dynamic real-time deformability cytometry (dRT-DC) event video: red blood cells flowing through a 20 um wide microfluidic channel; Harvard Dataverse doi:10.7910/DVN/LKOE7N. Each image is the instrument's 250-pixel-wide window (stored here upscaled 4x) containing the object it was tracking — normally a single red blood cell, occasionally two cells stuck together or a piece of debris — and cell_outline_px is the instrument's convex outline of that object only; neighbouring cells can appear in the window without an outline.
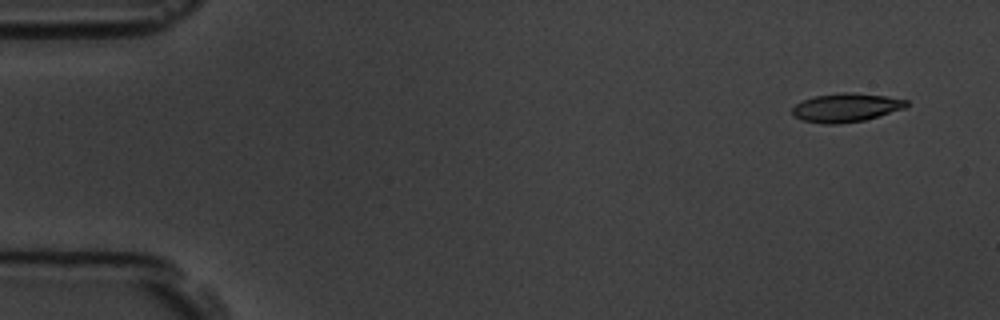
{"species": "common noctule bat (a hibernating species)", "species_latin": "Nyctalus noctula", "temperature_condition": "room temperature", "stored_images_in_passage": 5, "camera_frame_rate_fps": 3000, "um_per_image_px": 0.085, "animal": {"sex": "male", "body_mass_g": 19.5, "forearm_length_mm": 54.6}, "frame": {"image": 1, "passage_image": 1, "time_ms": 0.0, "image_size_px": [1000, 320], "cell_outline_px": [[908, 104], [904, 108], [864, 120], [840, 124], [824, 124], [804, 120], [796, 116], [792, 112], [792, 108], [796, 104], [804, 100], [816, 96], [840, 92], [852, 92], [884, 96], [908, 100]], "centroid_in_image_um": [71.91, 9.14], "position_along_channel_um": 13.1, "area_um2": 18.79}}
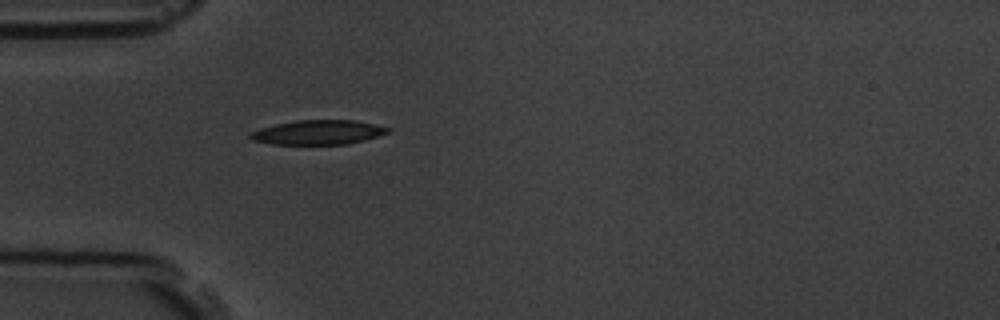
{"frame": {"image": 2, "passage_image": 5, "time_ms": 4.333, "image_size_px": [1000, 320], "cell_outline_px": [[392, 132], [364, 140], [348, 144], [272, 144], [252, 140], [248, 136], [252, 132], [276, 124], [296, 120], [356, 120], [392, 128]], "centroid_in_image_um": [27.12, 11.25], "position_along_channel_um": 57.9, "area_um2": 19.54}}